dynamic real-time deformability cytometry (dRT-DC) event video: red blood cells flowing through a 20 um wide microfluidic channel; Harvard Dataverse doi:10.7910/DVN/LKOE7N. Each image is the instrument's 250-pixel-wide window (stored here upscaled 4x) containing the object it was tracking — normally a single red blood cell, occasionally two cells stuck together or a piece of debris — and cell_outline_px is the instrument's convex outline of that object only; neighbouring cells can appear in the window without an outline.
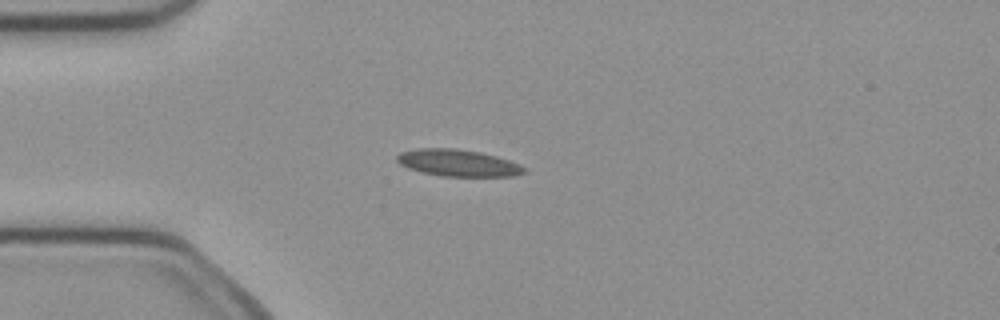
{"species": "common noctule bat (a hibernating species)", "species_latin": "Nyctalus noctula", "temperature_condition": "cold", "stored_images_in_passage": 39, "camera_frame_rate_fps": 3000, "um_per_image_px": 0.085, "animal": {"sex": "female", "body_mass_g": 21.9}, "frame": {"image": 1, "passage_image": 1, "time_ms": 0.0, "image_size_px": [1000, 320], "cell_outline_px": [[528, 172], [516, 176], [440, 176], [408, 168], [400, 164], [396, 160], [396, 156], [400, 152], [416, 148], [456, 148], [480, 152], [496, 156], [520, 164], [528, 168]], "centroid_in_image_um": [38.96, 13.84], "position_along_channel_um": 46.0, "area_um2": 20.06}}
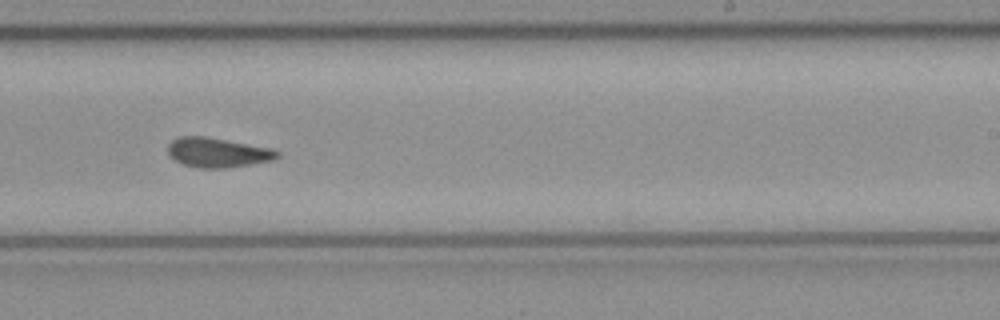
{"frame": {"image": 2, "passage_image": 19, "time_ms": 6.0, "image_size_px": [1000, 320], "cell_outline_px": [[280, 156], [272, 160], [228, 168], [196, 168], [184, 164], [176, 160], [168, 152], [168, 144], [172, 140], [180, 136], [208, 136], [268, 148], [280, 152]], "centroid_in_image_um": [18.48, 12.96], "position_along_channel_um": 270.5, "area_um2": 18.73}}
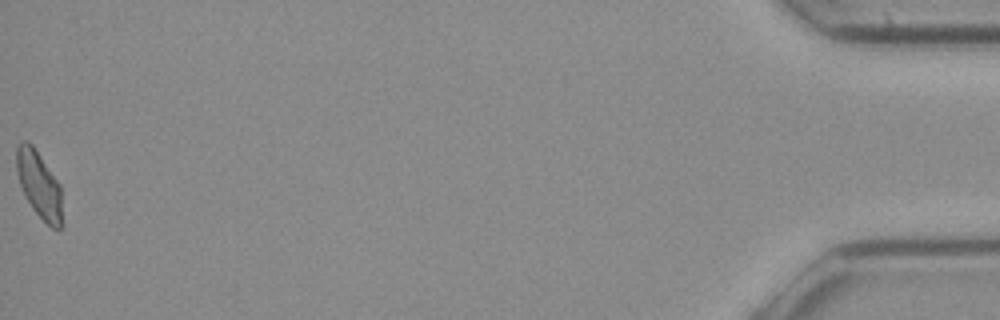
{"frame": {"image": 3, "passage_image": 39, "time_ms": 12.667, "image_size_px": [1000, 320], "cell_outline_px": [[64, 224], [60, 232], [52, 228], [32, 208], [20, 184], [16, 172], [16, 144], [20, 140], [28, 140], [32, 144], [60, 184]], "centroid_in_image_um": [3.35, 15.71], "position_along_channel_um": 431.8, "area_um2": 18.15}, "authors_computed_cell_mechanics": {"area_um2": 18.6694, "velocity_mm_per_s": 3.9987, "shape_relaxation_time_tau1_ms": null, "shape_relaxation_time_tau2_ms": 2.8786, "deformation_change_tau1": null, "deformation_change_tau2": 0.0997}}